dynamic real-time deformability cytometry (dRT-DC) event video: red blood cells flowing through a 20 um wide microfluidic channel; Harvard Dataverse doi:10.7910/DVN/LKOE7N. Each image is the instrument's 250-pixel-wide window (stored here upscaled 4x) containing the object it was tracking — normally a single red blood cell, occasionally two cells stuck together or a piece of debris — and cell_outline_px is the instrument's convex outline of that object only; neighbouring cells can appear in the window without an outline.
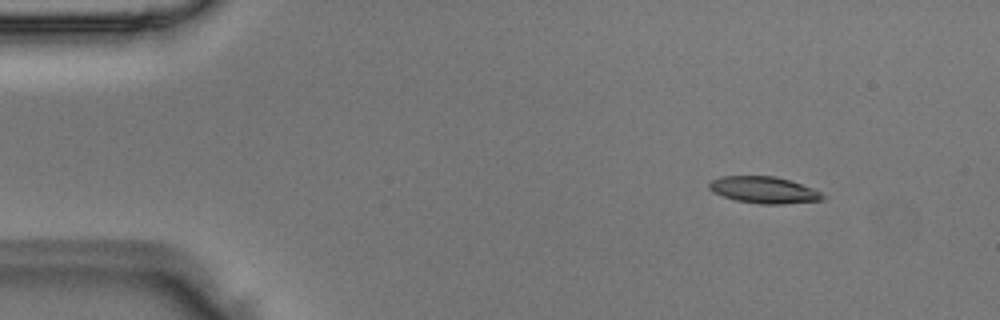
{"species": "Egyptian fruit bat (a non-hibernating species)", "species_latin": "Rousettus aegyptiacus", "temperature_condition": "room temperature", "stored_images_in_passage": 3, "camera_frame_rate_fps": 3000, "um_per_image_px": 0.085, "animal": {"sex": "male"}, "frame": {"image": 1, "passage_image": 2, "time_ms": 0.333, "image_size_px": [1000, 320], "cell_outline_px": [[824, 196], [820, 200], [780, 204], [760, 204], [736, 200], [724, 196], [708, 188], [708, 184], [712, 180], [720, 176], [776, 176], [812, 188], [820, 192]], "centroid_in_image_um": [64.9, 16.14], "position_along_channel_um": 20.1, "area_um2": 17.28}}